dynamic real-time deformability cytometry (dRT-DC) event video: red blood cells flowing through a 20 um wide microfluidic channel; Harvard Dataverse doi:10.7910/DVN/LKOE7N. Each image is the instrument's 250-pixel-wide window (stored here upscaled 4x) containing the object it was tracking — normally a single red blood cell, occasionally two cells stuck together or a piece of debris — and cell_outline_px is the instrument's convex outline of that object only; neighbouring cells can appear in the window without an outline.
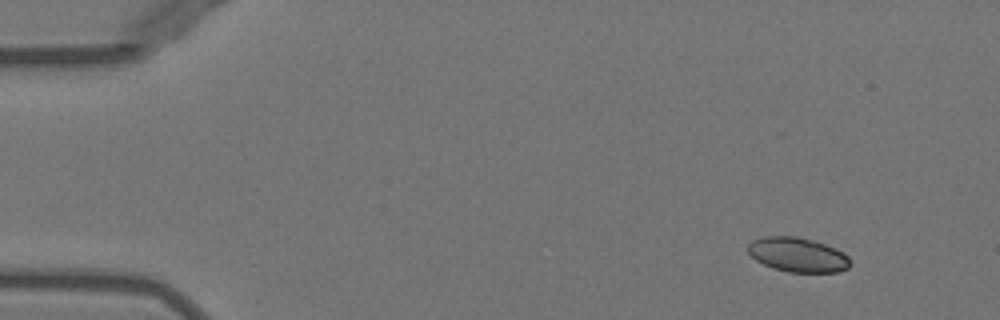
{"species": "Egyptian fruit bat (a non-hibernating species)", "species_latin": "Rousettus aegyptiacus", "temperature_condition": "warm", "stored_images_in_passage": 36, "camera_frame_rate_fps": 3000, "um_per_image_px": 0.085, "animal": {"sex": "female"}, "frame": {"image": 1, "passage_image": 1, "time_ms": 0.0, "image_size_px": [1000, 320], "cell_outline_px": [[848, 268], [840, 272], [788, 272], [772, 268], [756, 260], [748, 252], [748, 244], [752, 240], [764, 236], [796, 236], [812, 240], [824, 244], [844, 252], [848, 256]], "centroid_in_image_um": [67.78, 21.65], "position_along_channel_um": 17.2, "area_um2": 20.46}}
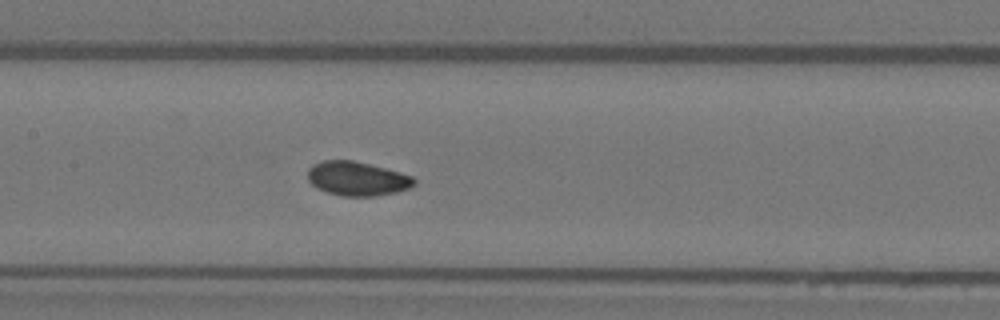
{"frame": {"image": 2, "passage_image": 21, "time_ms": 6.667, "image_size_px": [1000, 320], "cell_outline_px": [[416, 184], [408, 188], [396, 192], [376, 196], [340, 196], [316, 188], [308, 180], [308, 168], [312, 164], [324, 160], [352, 160], [400, 172], [412, 176], [416, 180]], "centroid_in_image_um": [30.34, 15.19], "position_along_channel_um": 177.1, "area_um2": 21.15}}
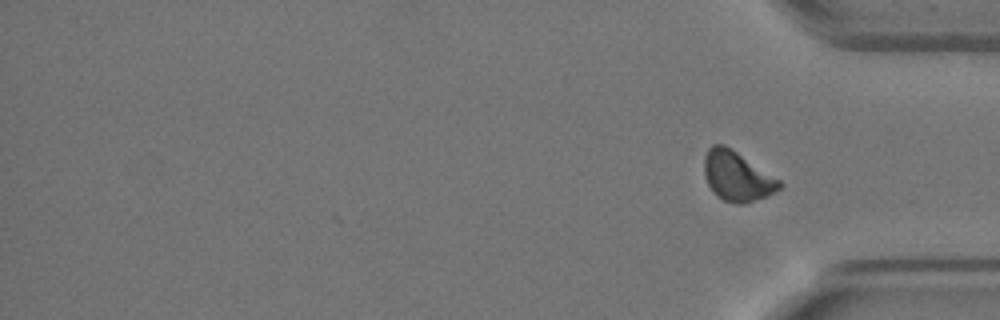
{"frame": {"image": 3, "passage_image": 36, "time_ms": 11.667, "image_size_px": [1000, 320], "cell_outline_px": [[784, 184], [776, 192], [768, 196], [744, 204], [736, 204], [724, 200], [716, 196], [708, 184], [704, 176], [704, 156], [708, 148], [712, 144], [724, 144], [732, 148], [780, 180]], "centroid_in_image_um": [62.65, 14.98], "position_along_channel_um": 372.6, "area_um2": 22.02}, "authors_computed_cell_mechanics": {"area_um2": 21.0681, "velocity_mm_per_s": 3.9639, "shape_relaxation_time_tau1_ms": 4.5478, "shape_relaxation_time_tau2_ms": 1.6498, "deformation_change_tau1": 0.0963, "deformation_change_tau2": 0.0534}}